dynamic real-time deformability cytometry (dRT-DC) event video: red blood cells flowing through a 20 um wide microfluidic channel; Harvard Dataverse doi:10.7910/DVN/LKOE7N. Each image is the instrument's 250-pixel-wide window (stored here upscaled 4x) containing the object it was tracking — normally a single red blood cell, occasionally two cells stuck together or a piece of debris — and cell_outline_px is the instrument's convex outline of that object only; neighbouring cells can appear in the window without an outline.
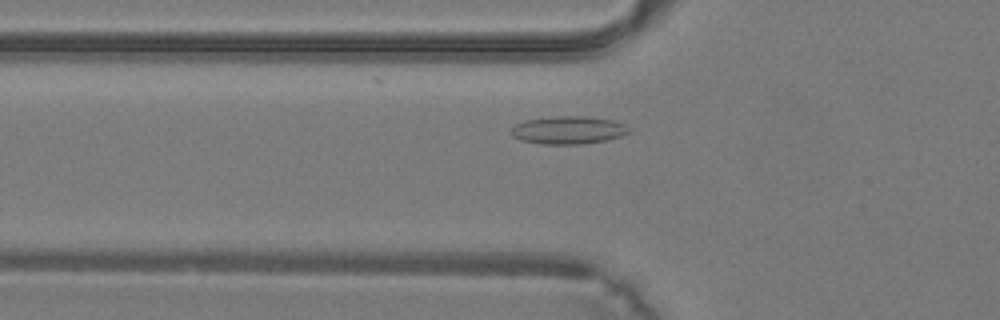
{"species": "common noctule bat (a hibernating species)", "species_latin": "Nyctalus noctula", "temperature_condition": "warm", "stored_images_in_passage": 36, "camera_frame_rate_fps": 3000, "um_per_image_px": 0.085, "animal": {"sex": "male", "body_mass_g": 19.2, "forearm_length_mm": 51.8}, "frame": {"image": 1, "passage_image": 10, "time_ms": 3.0, "image_size_px": [1000, 320], "cell_outline_px": [[632, 132], [620, 136], [604, 140], [584, 144], [540, 144], [520, 140], [512, 136], [512, 128], [516, 124], [524, 120], [552, 116], [584, 116], [612, 120], [624, 124], [632, 128]], "centroid_in_image_um": [48.32, 11.05], "position_along_channel_um": 77.5, "area_um2": 19.25}}
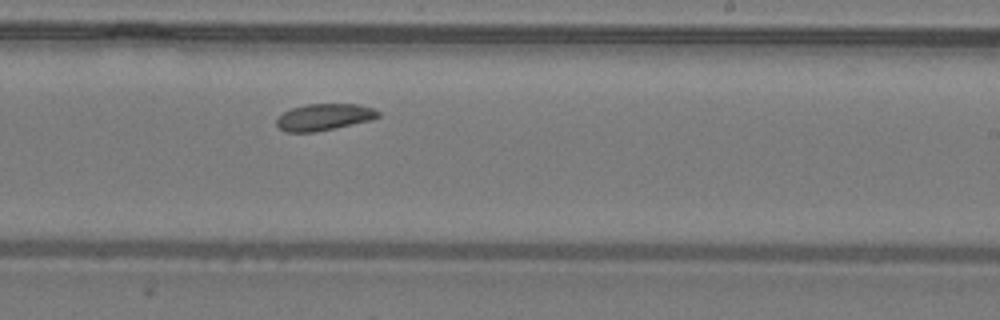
{"frame": {"image": 2, "passage_image": 21, "time_ms": 6.667, "image_size_px": [1000, 320], "cell_outline_px": [[380, 116], [372, 120], [316, 132], [284, 132], [276, 124], [276, 120], [284, 112], [292, 108], [304, 104], [360, 104], [372, 108], [380, 112]], "centroid_in_image_um": [27.56, 9.95], "position_along_channel_um": 261.4, "area_um2": 15.84}}
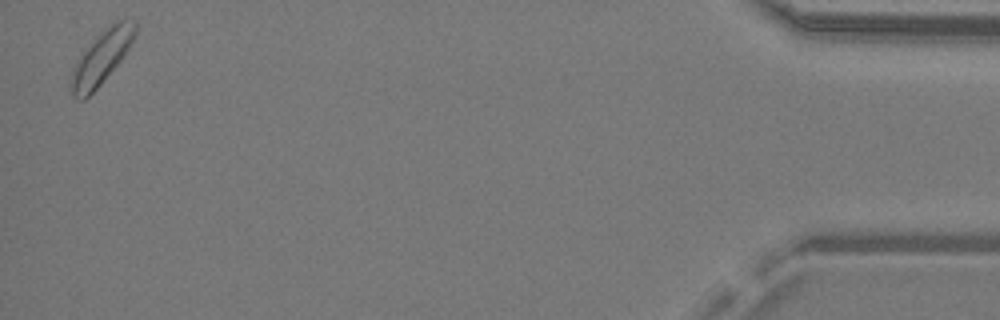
{"frame": {"image": 3, "passage_image": 36, "time_ms": 11.667, "image_size_px": [1000, 320], "cell_outline_px": [[136, 36], [120, 60], [104, 80], [84, 100], [80, 100], [72, 96], [68, 88], [72, 68], [80, 56], [112, 24], [120, 20], [136, 20]], "centroid_in_image_um": [8.59, 4.97], "position_along_channel_um": 426.6, "area_um2": 19.19}}